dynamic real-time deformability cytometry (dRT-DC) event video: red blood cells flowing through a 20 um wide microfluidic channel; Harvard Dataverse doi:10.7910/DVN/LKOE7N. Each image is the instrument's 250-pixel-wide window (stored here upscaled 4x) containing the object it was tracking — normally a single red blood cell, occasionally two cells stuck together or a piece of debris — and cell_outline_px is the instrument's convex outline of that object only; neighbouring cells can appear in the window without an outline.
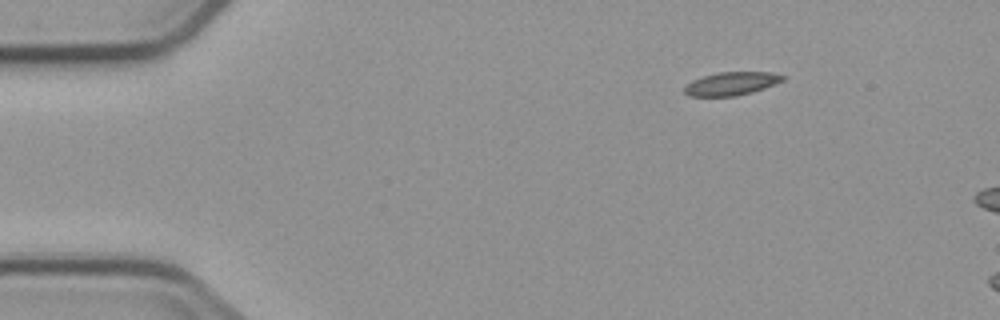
{"species": "common noctule bat (a hibernating species)", "species_latin": "Nyctalus noctula", "temperature_condition": "cold", "stored_images_in_passage": 3, "camera_frame_rate_fps": 3000, "um_per_image_px": 0.085, "animal": {"sex": "male", "body_mass_g": 23.1, "forearm_length_mm": 52.7}, "frame": {"image": 1, "passage_image": 1, "time_ms": 0.0, "image_size_px": [1000, 320], "cell_outline_px": [[788, 76], [784, 80], [764, 88], [752, 92], [736, 96], [688, 96], [684, 92], [684, 88], [692, 80], [716, 72], [772, 72]], "centroid_in_image_um": [62.19, 7.1], "position_along_channel_um": 22.8, "area_um2": 13.35}}